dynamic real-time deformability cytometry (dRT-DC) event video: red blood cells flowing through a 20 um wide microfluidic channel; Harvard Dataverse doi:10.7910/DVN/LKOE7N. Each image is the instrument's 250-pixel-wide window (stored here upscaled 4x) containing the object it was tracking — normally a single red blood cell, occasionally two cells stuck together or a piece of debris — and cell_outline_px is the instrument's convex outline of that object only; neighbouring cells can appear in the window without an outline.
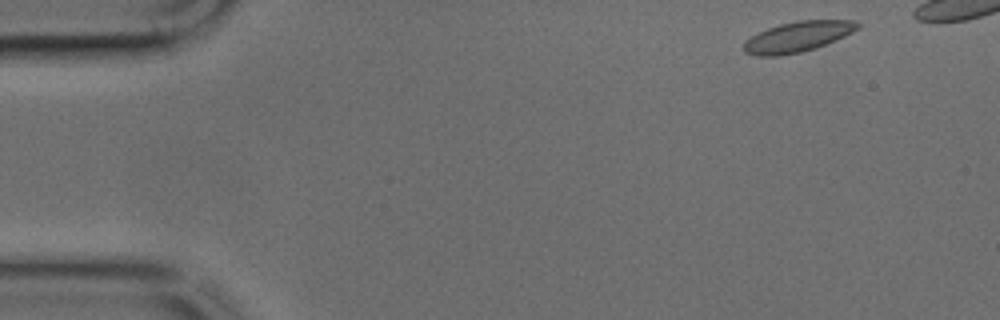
{"species": "common noctule bat (a hibernating species)", "species_latin": "Nyctalus noctula", "temperature_condition": "cold", "stored_images_in_passage": 7, "camera_frame_rate_fps": 3000, "um_per_image_px": 0.085, "animal": {"sex": "male", "body_mass_g": 17.9, "forearm_length_mm": 54.2}, "frame": {"image": 1, "passage_image": 1, "time_ms": 0.0, "image_size_px": [1000, 320], "cell_outline_px": [[860, 28], [836, 40], [816, 48], [800, 52], [776, 56], [756, 56], [744, 52], [744, 40], [768, 28], [780, 24], [796, 20], [856, 20], [860, 24]], "centroid_in_image_um": [67.82, 3.12], "position_along_channel_um": 17.2, "area_um2": 20.17}}